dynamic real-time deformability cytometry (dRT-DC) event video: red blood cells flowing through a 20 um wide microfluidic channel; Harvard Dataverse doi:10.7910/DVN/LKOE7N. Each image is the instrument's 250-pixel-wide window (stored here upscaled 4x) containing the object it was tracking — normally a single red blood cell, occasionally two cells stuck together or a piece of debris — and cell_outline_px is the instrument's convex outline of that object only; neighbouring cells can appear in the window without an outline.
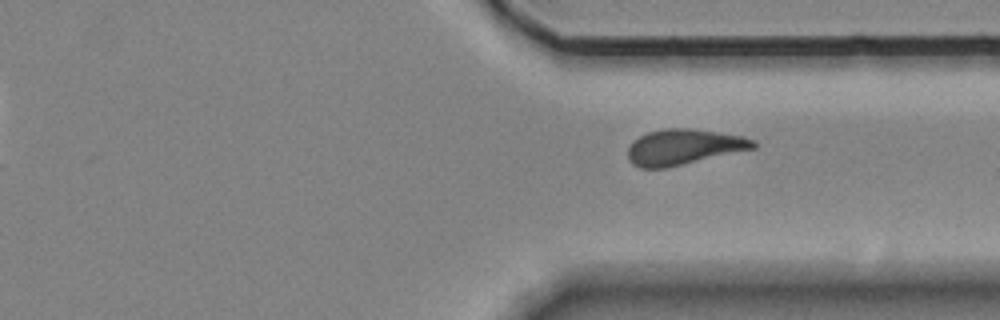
{"species": "Egyptian fruit bat (a non-hibernating species)", "species_latin": "Rousettus aegyptiacus", "temperature_condition": "room temperature", "stored_images_in_passage": 13, "segment_of_instrument_passage": [2, 2], "camera_frame_rate_fps": 3000, "um_per_image_px": 0.085, "animal": {"sex": "female"}, "frame": {"image": 1, "passage_image": 13, "time_ms": 4.0, "image_size_px": [1000, 320], "cell_outline_px": [[756, 148], [664, 168], [640, 168], [632, 164], [628, 160], [628, 148], [632, 140], [648, 132], [664, 128], [688, 128], [744, 136], [756, 140]], "centroid_in_image_um": [58.09, 12.49], "position_along_channel_um": 353.3, "area_um2": 25.95}}